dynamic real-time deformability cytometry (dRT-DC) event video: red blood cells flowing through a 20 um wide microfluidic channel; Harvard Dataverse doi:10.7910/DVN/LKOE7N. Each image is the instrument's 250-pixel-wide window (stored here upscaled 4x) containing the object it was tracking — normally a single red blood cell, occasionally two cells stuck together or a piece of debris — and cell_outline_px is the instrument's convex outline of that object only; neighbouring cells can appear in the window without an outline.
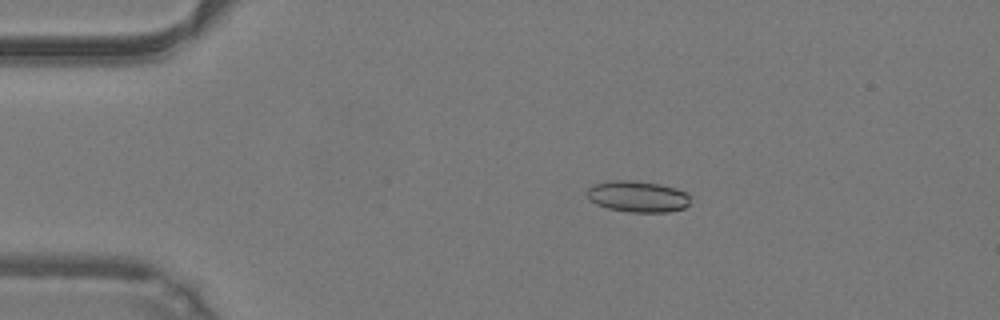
{"species": "common noctule bat (a hibernating species)", "species_latin": "Nyctalus noctula", "temperature_condition": "warm", "stored_images_in_passage": 40, "camera_frame_rate_fps": 3000, "um_per_image_px": 0.085, "animal": {"sex": "male", "body_mass_g": 19.2, "forearm_length_mm": 51.8}, "frame": {"image": 1, "passage_image": 1, "time_ms": 0.0, "image_size_px": [1000, 320], "cell_outline_px": [[692, 204], [684, 208], [668, 212], [628, 212], [608, 208], [596, 204], [588, 196], [588, 188], [592, 184], [608, 180], [632, 180], [660, 184], [676, 188], [688, 192], [692, 196]], "centroid_in_image_um": [54.28, 16.7], "position_along_channel_um": 30.7, "area_um2": 19.19}}
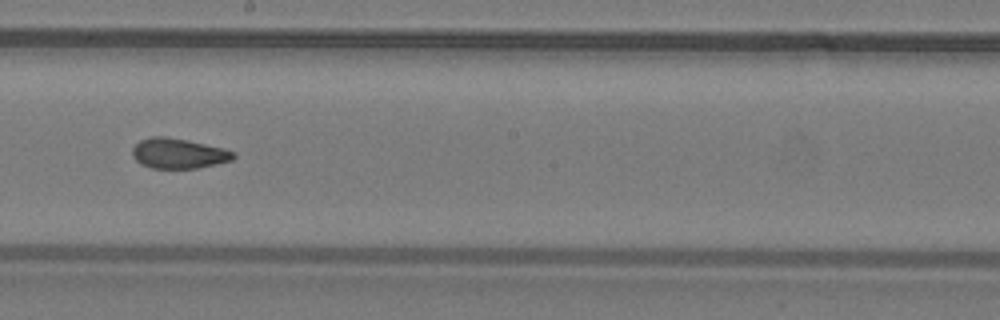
{"frame": {"image": 2, "passage_image": 19, "time_ms": 6.0, "image_size_px": [1000, 320], "cell_outline_px": [[236, 156], [232, 160], [196, 168], [152, 168], [140, 164], [132, 156], [132, 148], [140, 140], [152, 136], [164, 136], [188, 140], [224, 148], [236, 152]], "centroid_in_image_um": [15.16, 13.03], "position_along_channel_um": 233.0, "area_um2": 17.8}}
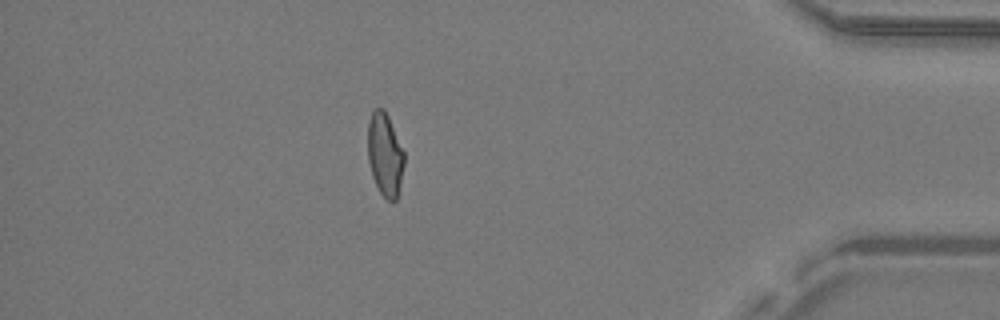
{"frame": {"image": 3, "passage_image": 34, "time_ms": 11.0, "image_size_px": [1000, 320], "cell_outline_px": [[404, 164], [400, 184], [396, 200], [392, 204], [380, 192], [372, 176], [368, 160], [368, 120], [372, 112], [376, 108], [384, 108], [388, 116], [404, 152]], "centroid_in_image_um": [32.71, 13.14], "position_along_channel_um": 402.5, "area_um2": 17.57}, "authors_computed_cell_mechanics": {"area_um2": 18.0625, "velocity_mm_per_s": 4.2787, "shape_relaxation_time_tau1_ms": null, "shape_relaxation_time_tau2_ms": 1.8787, "deformation_change_tau1": null, "deformation_change_tau2": 0.0877}}